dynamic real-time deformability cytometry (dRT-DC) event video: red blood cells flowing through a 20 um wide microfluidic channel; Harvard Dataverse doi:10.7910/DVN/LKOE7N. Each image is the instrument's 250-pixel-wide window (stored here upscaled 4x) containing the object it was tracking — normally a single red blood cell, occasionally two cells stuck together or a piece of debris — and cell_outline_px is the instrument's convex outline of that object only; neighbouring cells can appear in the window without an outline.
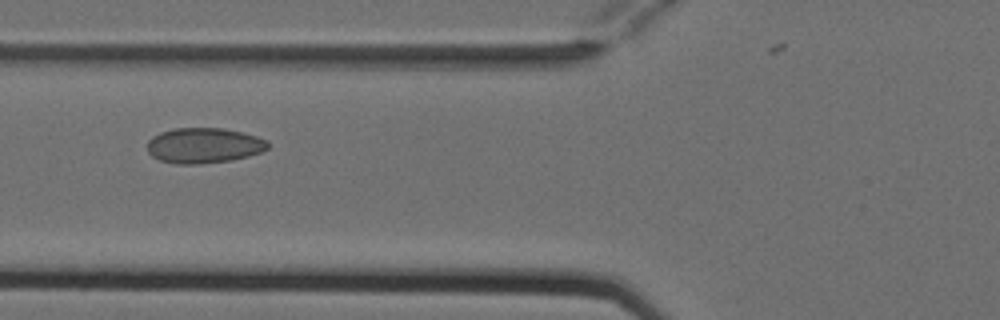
{"species": "Egyptian fruit bat (a non-hibernating species)", "species_latin": "Rousettus aegyptiacus", "temperature_condition": "cold", "stored_images_in_passage": 3, "camera_frame_rate_fps": 3000, "um_per_image_px": 0.085, "animal": {"sex": "female"}, "frame": {"image": 1, "passage_image": 2, "time_ms": 0.333, "image_size_px": [1000, 320], "cell_outline_px": [[268, 148], [260, 152], [248, 156], [232, 160], [200, 164], [176, 164], [160, 160], [152, 156], [148, 152], [148, 140], [152, 136], [160, 132], [172, 128], [224, 128], [256, 136], [268, 140]], "centroid_in_image_um": [17.31, 12.36], "position_along_channel_um": 108.5, "area_um2": 24.91}}
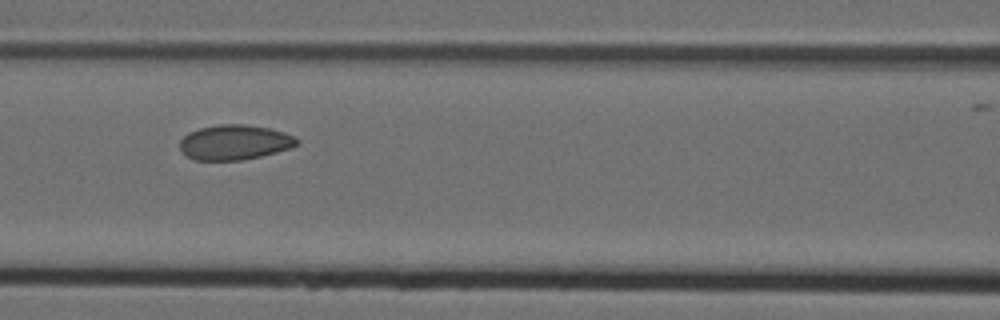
{"frame": {"image": 2, "passage_image": 3, "time_ms": 0.667, "image_size_px": [1000, 320], "cell_outline_px": [[300, 144], [292, 148], [260, 156], [240, 160], [192, 160], [180, 148], [180, 140], [188, 132], [200, 128], [220, 124], [244, 124], [268, 128], [284, 132], [296, 136], [300, 140]], "centroid_in_image_um": [19.98, 12.09], "position_along_channel_um": 146.6, "area_um2": 23.93}}